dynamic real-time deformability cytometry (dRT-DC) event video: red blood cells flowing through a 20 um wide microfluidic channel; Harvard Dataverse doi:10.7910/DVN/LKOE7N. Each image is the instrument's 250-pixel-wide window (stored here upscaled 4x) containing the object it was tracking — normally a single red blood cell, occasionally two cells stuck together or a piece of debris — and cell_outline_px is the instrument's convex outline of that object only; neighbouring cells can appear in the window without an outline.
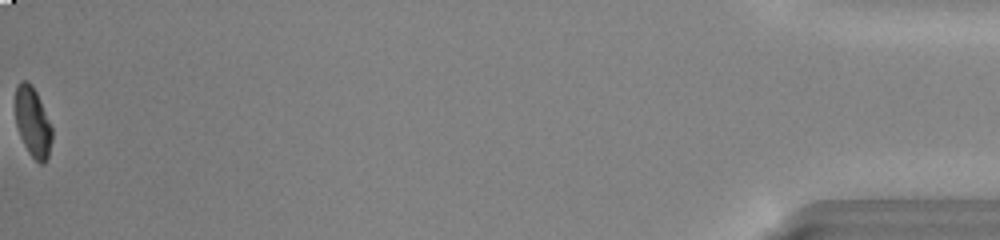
{"species": "common noctule bat (a hibernating species)", "species_latin": "Nyctalus noctula", "temperature_condition": "warm", "stored_images_in_passage": 52, "segment_of_instrument_passage": [2, 2], "camera_frame_rate_fps": 3000, "um_per_image_px": 0.085, "animal": {"sex": "male", "body_mass_g": 20.0, "forearm_length_mm": 53.3}, "frame": {"image": 1, "passage_image": 52, "time_ms": 17.0, "image_size_px": [1000, 240], "cell_outline_px": [[52, 140], [48, 156], [44, 164], [40, 164], [28, 152], [20, 136], [16, 124], [16, 84], [20, 80], [28, 80], [32, 84], [40, 100], [52, 128]], "centroid_in_image_um": [2.78, 10.37], "position_along_channel_um": 432.4, "area_um2": 14.85}}